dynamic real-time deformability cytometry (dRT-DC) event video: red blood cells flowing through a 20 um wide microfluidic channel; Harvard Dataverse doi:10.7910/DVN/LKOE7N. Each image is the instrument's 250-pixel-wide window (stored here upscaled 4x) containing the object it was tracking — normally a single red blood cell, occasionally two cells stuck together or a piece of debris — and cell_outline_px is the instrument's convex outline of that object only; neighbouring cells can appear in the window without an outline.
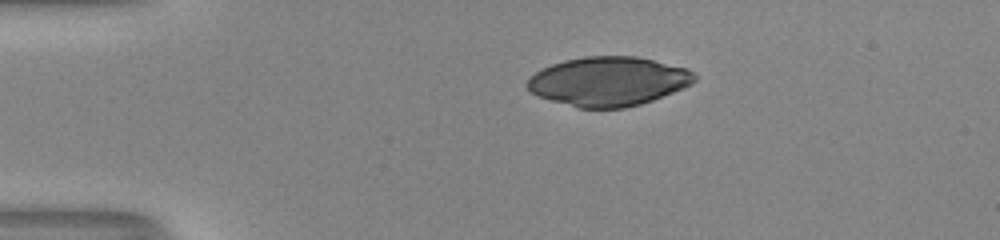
{"species": "human", "species_latin": "Homo sapiens", "temperature_condition": "room temperature", "stored_images_in_passage": 35, "camera_frame_rate_fps": 3000, "um_per_image_px": 0.085, "donor": {"sex": "male"}, "frame": {"image": 1, "passage_image": 1, "time_ms": 0.0, "image_size_px": [1000, 240], "cell_outline_px": [[696, 80], [692, 84], [652, 100], [640, 104], [624, 108], [576, 108], [536, 96], [524, 84], [528, 76], [540, 68], [564, 60], [584, 56], [636, 56], [688, 68], [696, 76]], "centroid_in_image_um": [51.65, 6.91], "position_along_channel_um": 33.3, "area_um2": 48.26}}
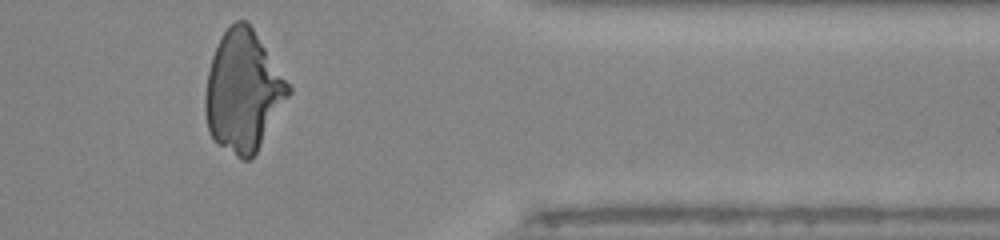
{"frame": {"image": 2, "passage_image": 33, "time_ms": 10.667, "image_size_px": [1000, 240], "cell_outline_px": [[292, 92], [256, 152], [248, 160], [244, 160], [236, 156], [220, 144], [208, 132], [204, 112], [204, 96], [208, 72], [212, 56], [220, 36], [236, 20], [248, 20], [292, 88]], "centroid_in_image_um": [20.66, 7.73], "position_along_channel_um": 390.7, "area_um2": 58.26}}